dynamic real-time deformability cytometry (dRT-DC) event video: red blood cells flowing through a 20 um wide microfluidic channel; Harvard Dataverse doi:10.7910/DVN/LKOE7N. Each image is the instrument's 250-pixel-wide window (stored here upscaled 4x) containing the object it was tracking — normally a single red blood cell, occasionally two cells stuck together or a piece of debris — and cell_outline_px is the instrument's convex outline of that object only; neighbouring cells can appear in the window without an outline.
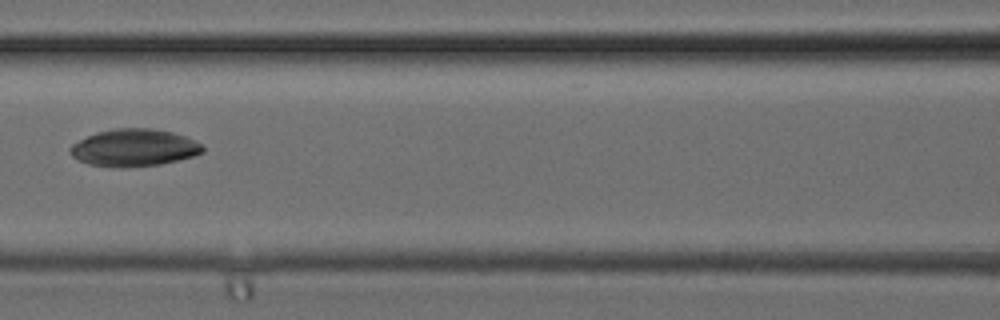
{"species": "common noctule bat (a hibernating species)", "species_latin": "Nyctalus noctula", "temperature_condition": "cold", "stored_images_in_passage": 4, "camera_frame_rate_fps": 3000, "um_per_image_px": 0.085, "animal": {"sex": "female", "body_mass_g": 24.6, "forearm_length_mm": 56.2}, "frame": {"image": 1, "passage_image": 4, "time_ms": 1.0, "image_size_px": [1000, 320], "cell_outline_px": [[204, 152], [192, 156], [160, 164], [124, 168], [120, 168], [88, 164], [72, 156], [68, 148], [72, 144], [96, 132], [116, 128], [152, 128], [172, 132], [184, 136], [200, 144], [204, 148]], "centroid_in_image_um": [11.37, 12.56], "position_along_channel_um": 155.2, "area_um2": 28.61}}